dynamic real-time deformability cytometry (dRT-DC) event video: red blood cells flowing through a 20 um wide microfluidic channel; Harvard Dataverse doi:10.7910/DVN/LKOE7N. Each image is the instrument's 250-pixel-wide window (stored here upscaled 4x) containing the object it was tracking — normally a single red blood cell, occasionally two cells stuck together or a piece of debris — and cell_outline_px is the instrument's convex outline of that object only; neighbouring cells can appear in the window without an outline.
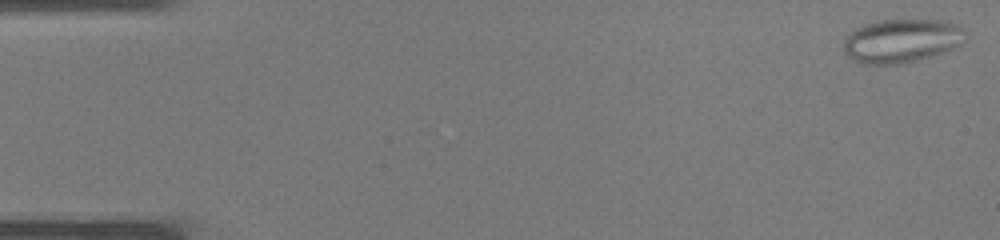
{"species": "common noctule bat (a hibernating species)", "species_latin": "Nyctalus noctula", "temperature_condition": "warm", "stored_images_in_passage": 37, "camera_frame_rate_fps": 3000, "um_per_image_px": 0.085, "animal": {"sex": "male", "body_mass_g": 19.0, "forearm_length_mm": 50.8}, "frame": {"image": 1, "passage_image": 1, "time_ms": 0.0, "image_size_px": [1000, 240], "cell_outline_px": [[964, 40], [960, 44], [952, 48], [932, 56], [900, 64], [860, 64], [852, 60], [844, 52], [844, 40], [848, 32], [864, 24], [876, 20], [948, 20], [960, 24], [964, 28]], "centroid_in_image_um": [76.61, 3.45], "position_along_channel_um": 8.4, "area_um2": 31.33}}
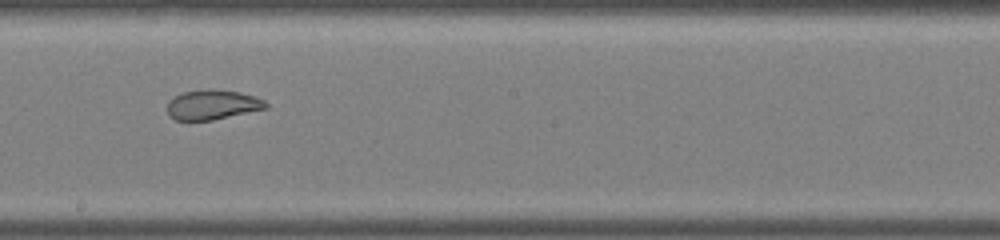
{"frame": {"image": 2, "passage_image": 21, "time_ms": 6.667, "image_size_px": [1000, 240], "cell_outline_px": [[268, 108], [212, 120], [176, 120], [168, 116], [168, 100], [172, 96], [184, 92], [208, 88], [212, 88], [240, 92], [256, 96], [264, 100], [268, 104]], "centroid_in_image_um": [18.05, 8.88], "position_along_channel_um": 230.1, "area_um2": 17.34}}
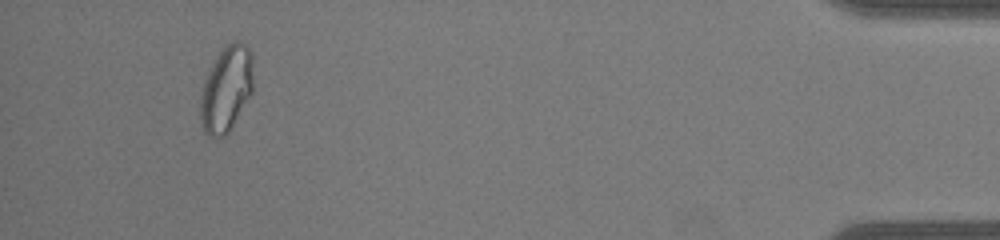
{"frame": {"image": 3, "passage_image": 35, "time_ms": 11.333, "image_size_px": [1000, 240], "cell_outline_px": [[252, 92], [232, 128], [220, 140], [208, 136], [204, 132], [200, 124], [200, 96], [204, 80], [216, 56], [224, 44], [232, 40], [240, 40], [252, 52]], "centroid_in_image_um": [19.22, 7.58], "position_along_channel_um": 416.0, "area_um2": 26.99}}